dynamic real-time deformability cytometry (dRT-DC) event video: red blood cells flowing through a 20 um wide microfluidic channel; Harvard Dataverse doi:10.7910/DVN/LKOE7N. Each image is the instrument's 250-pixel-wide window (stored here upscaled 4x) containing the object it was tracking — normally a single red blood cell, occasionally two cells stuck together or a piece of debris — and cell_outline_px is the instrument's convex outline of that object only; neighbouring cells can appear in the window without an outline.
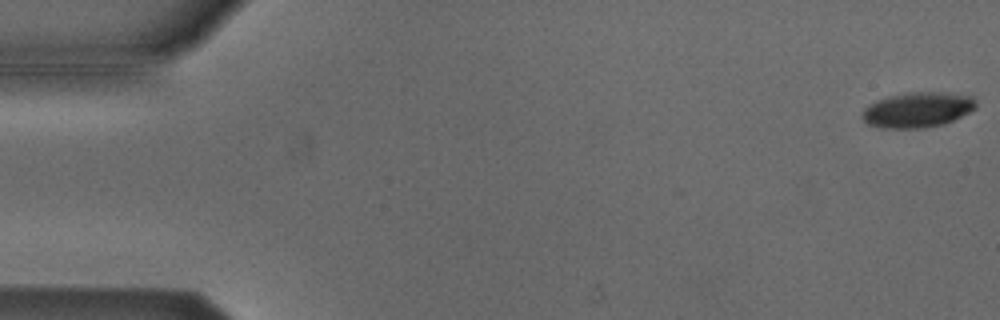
{"species": "Egyptian fruit bat (a non-hibernating species)", "species_latin": "Rousettus aegyptiacus", "temperature_condition": "cold", "stored_images_in_passage": 9, "camera_frame_rate_fps": 3000, "um_per_image_px": 0.085, "animal": {"sex": "male"}, "frame": {"image": 1, "passage_image": 1, "time_ms": 0.0, "image_size_px": [1000, 320], "cell_outline_px": [[976, 108], [944, 124], [924, 128], [884, 128], [868, 124], [860, 116], [864, 108], [868, 104], [876, 100], [888, 96], [908, 92], [940, 92], [972, 96], [976, 100]], "centroid_in_image_um": [77.96, 9.33], "position_along_channel_um": 7.0, "area_um2": 23.41}}